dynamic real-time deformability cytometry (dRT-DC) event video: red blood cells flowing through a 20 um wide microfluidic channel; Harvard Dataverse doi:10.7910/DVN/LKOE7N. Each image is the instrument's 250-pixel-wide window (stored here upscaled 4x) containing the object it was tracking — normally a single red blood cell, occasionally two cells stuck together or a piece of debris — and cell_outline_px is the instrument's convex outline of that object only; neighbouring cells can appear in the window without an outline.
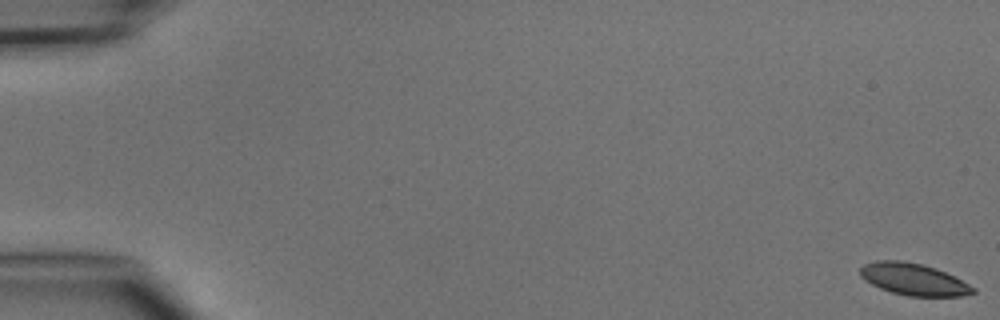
{"species": "common noctule bat (a hibernating species)", "species_latin": "Nyctalus noctula", "temperature_condition": "cold", "stored_images_in_passage": 5, "camera_frame_rate_fps": 3000, "um_per_image_px": 0.085, "animal": {"sex": "male", "body_mass_g": 15.6}, "frame": {"image": 1, "passage_image": 1, "time_ms": 0.0, "image_size_px": [1000, 320], "cell_outline_px": [[976, 292], [960, 296], [908, 296], [892, 292], [880, 288], [864, 280], [860, 276], [860, 268], [864, 264], [876, 260], [900, 260], [924, 264], [936, 268], [976, 288]], "centroid_in_image_um": [77.62, 23.73], "position_along_channel_um": 7.4, "area_um2": 20.87}}